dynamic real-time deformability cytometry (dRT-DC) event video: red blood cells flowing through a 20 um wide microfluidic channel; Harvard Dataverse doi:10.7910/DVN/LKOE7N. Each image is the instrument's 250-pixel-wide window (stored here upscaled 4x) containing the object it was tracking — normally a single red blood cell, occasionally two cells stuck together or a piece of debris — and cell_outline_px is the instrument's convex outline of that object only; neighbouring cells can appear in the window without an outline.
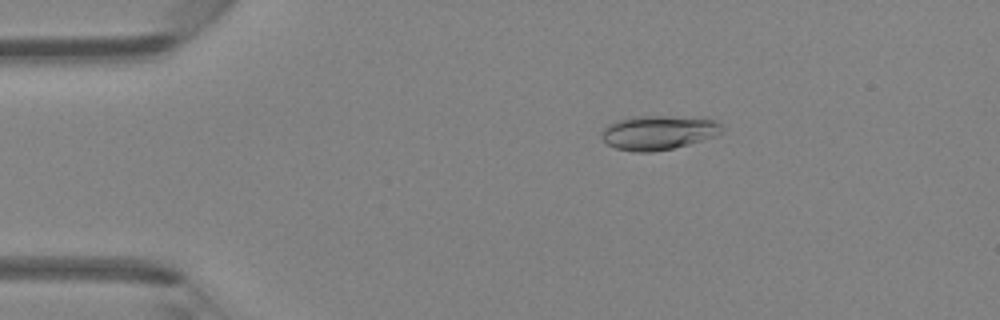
{"species": "Egyptian fruit bat (a non-hibernating species)", "species_latin": "Rousettus aegyptiacus", "temperature_condition": "room temperature", "stored_images_in_passage": 47, "camera_frame_rate_fps": 3000, "um_per_image_px": 0.085, "animal": {"sex": "female"}, "frame": {"image": 1, "passage_image": 9, "time_ms": 2.667, "image_size_px": [1000, 320], "cell_outline_px": [[724, 128], [716, 136], [688, 144], [672, 148], [652, 152], [636, 152], [616, 148], [608, 144], [604, 140], [604, 128], [608, 124], [616, 120], [636, 116], [664, 116], [716, 120]], "centroid_in_image_um": [55.97, 11.27], "position_along_channel_um": 29.0, "area_um2": 23.58}}
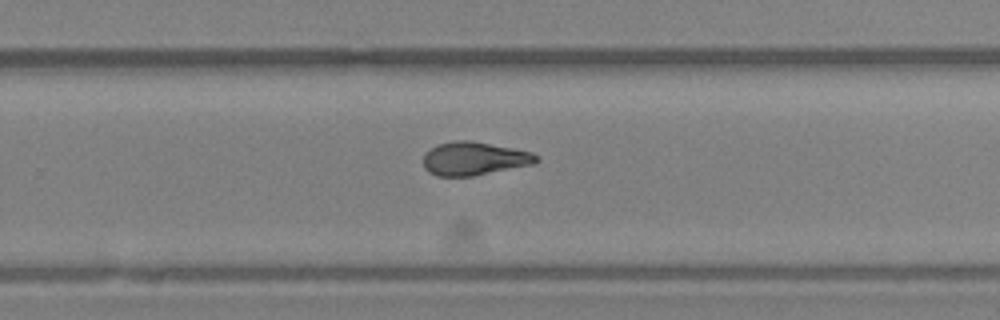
{"frame": {"image": 2, "passage_image": 31, "time_ms": 10.0, "image_size_px": [1000, 320], "cell_outline_px": [[540, 160], [536, 164], [472, 176], [436, 176], [428, 172], [424, 168], [424, 156], [432, 148], [440, 144], [456, 140], [472, 140], [532, 152], [540, 156]], "centroid_in_image_um": [40.36, 13.49], "position_along_channel_um": 289.4, "area_um2": 22.02}}
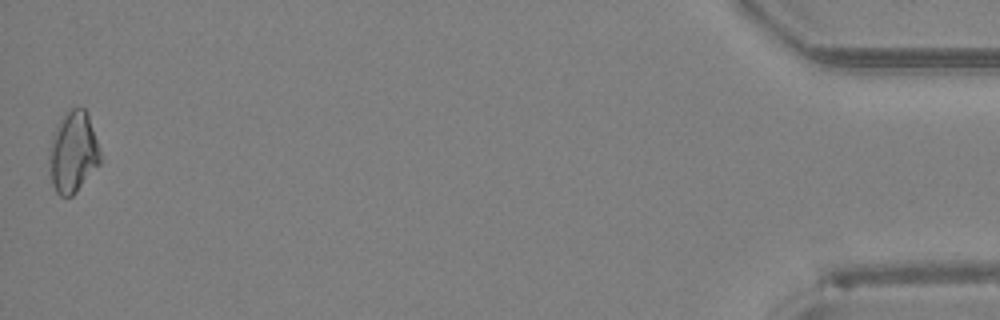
{"frame": {"image": 3, "passage_image": 47, "time_ms": 15.333, "image_size_px": [1000, 320], "cell_outline_px": [[104, 160], [76, 192], [72, 196], [60, 196], [56, 192], [52, 184], [48, 172], [48, 148], [52, 132], [64, 112], [72, 108], [84, 108], [88, 116]], "centroid_in_image_um": [6.19, 12.95], "position_along_channel_um": 429.0, "area_um2": 24.85}, "authors_computed_cell_mechanics": {"area_um2": 22.3686, "velocity_mm_per_s": 4.3413, "shape_relaxation_time_tau1_ms": 4.2194, "shape_relaxation_time_tau2_ms": 2.1038, "deformation_change_tau1": 0.1442, "deformation_change_tau2": 0.0717}}